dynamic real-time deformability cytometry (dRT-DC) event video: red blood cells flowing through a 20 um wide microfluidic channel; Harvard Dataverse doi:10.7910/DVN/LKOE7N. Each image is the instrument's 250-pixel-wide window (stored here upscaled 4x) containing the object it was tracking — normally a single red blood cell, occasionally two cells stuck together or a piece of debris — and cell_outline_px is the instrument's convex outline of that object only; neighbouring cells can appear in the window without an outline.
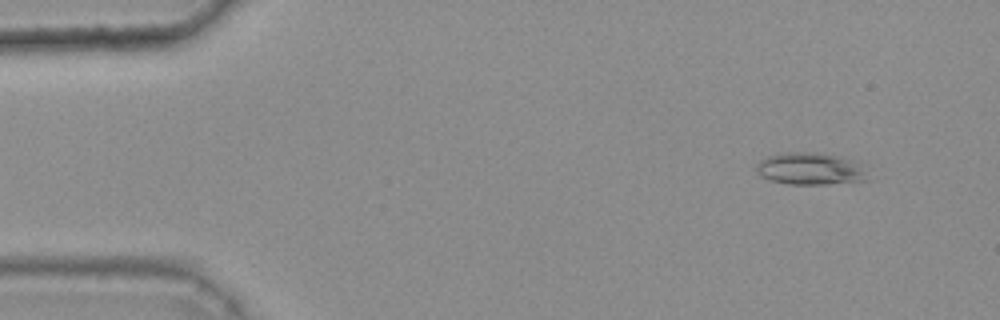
{"species": "common noctule bat (a hibernating species)", "species_latin": "Nyctalus noctula", "temperature_condition": "warm", "stored_images_in_passage": 47, "camera_frame_rate_fps": 3000, "um_per_image_px": 0.085, "animal": {"sex": "female", "body_mass_g": 25.1}, "frame": {"image": 1, "passage_image": 5, "time_ms": 1.333, "image_size_px": [1000, 320], "cell_outline_px": [[872, 180], [828, 184], [788, 184], [768, 180], [760, 176], [756, 172], [756, 164], [760, 160], [768, 156], [784, 152], [812, 152], [836, 156], [852, 160]], "centroid_in_image_um": [68.8, 14.36], "position_along_channel_um": 16.2, "area_um2": 20.75}}
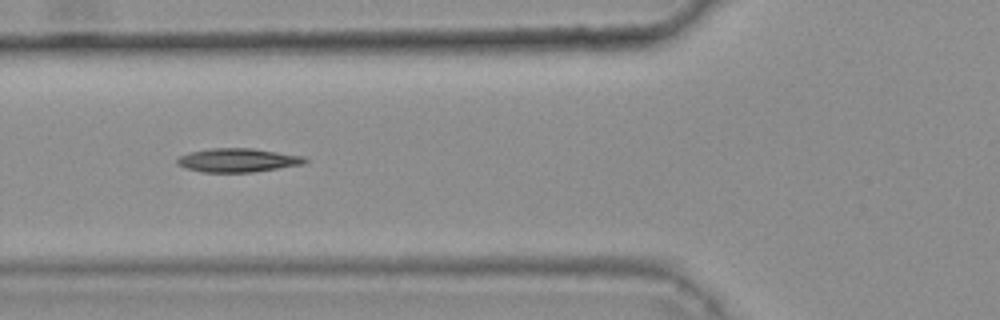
{"frame": {"image": 2, "passage_image": 20, "time_ms": 6.333, "image_size_px": [1000, 320], "cell_outline_px": [[308, 160], [304, 164], [252, 172], [200, 172], [184, 168], [176, 164], [176, 160], [180, 156], [188, 152], [212, 148], [252, 148], [304, 156]], "centroid_in_image_um": [20.17, 13.62], "position_along_channel_um": 105.6, "area_um2": 17.74}}
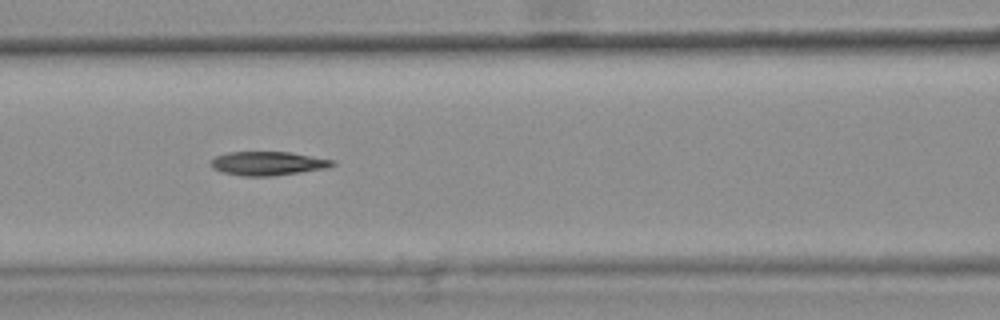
{"frame": {"image": 3, "passage_image": 23, "time_ms": 7.333, "image_size_px": [1000, 320], "cell_outline_px": [[336, 164], [328, 168], [272, 176], [244, 176], [224, 172], [212, 168], [212, 160], [216, 156], [228, 152], [288, 152], [336, 160]], "centroid_in_image_um": [22.82, 13.89], "position_along_channel_um": 143.8, "area_um2": 16.76}}